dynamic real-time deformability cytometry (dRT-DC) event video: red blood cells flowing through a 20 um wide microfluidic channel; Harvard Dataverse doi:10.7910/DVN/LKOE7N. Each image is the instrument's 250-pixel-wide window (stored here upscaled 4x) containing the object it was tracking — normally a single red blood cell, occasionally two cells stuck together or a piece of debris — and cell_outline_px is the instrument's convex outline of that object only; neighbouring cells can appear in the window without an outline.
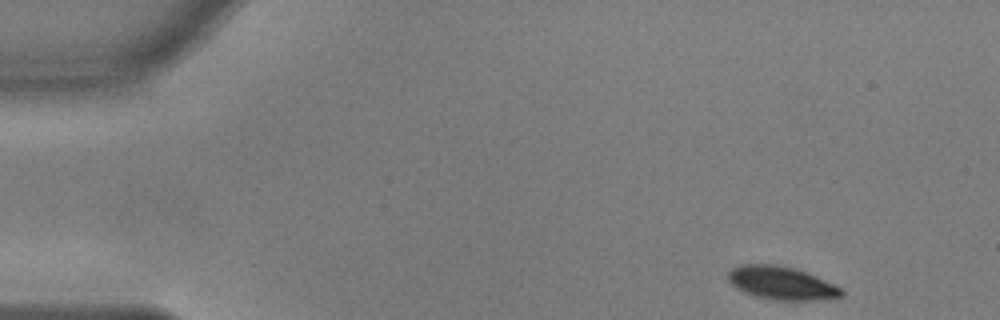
{"species": "common noctule bat (a hibernating species)", "species_latin": "Nyctalus noctula", "temperature_condition": "warm", "stored_images_in_passage": 51, "camera_frame_rate_fps": 3000, "um_per_image_px": 0.085, "animal": {"sex": "male", "body_mass_g": 17.9, "forearm_length_mm": 54.2}, "frame": {"image": 1, "passage_image": 1, "time_ms": 0.0, "image_size_px": [1000, 320], "cell_outline_px": [[844, 296], [812, 300], [776, 300], [756, 296], [744, 292], [736, 288], [728, 280], [728, 272], [732, 268], [740, 264], [772, 264], [796, 268], [836, 284], [844, 288]], "centroid_in_image_um": [66.45, 24.05], "position_along_channel_um": 18.5, "area_um2": 22.02}}
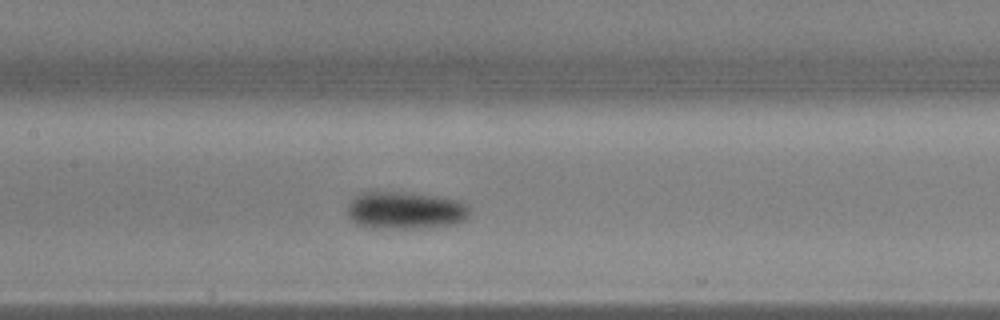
{"frame": {"image": 2, "passage_image": 22, "time_ms": 7.0, "image_size_px": [1000, 320], "cell_outline_px": [[472, 212], [464, 220], [456, 224], [420, 228], [372, 228], [356, 224], [344, 212], [348, 204], [360, 192], [412, 192], [460, 200], [468, 204], [472, 208]], "centroid_in_image_um": [34.47, 17.88], "position_along_channel_um": 172.9, "area_um2": 27.28}}
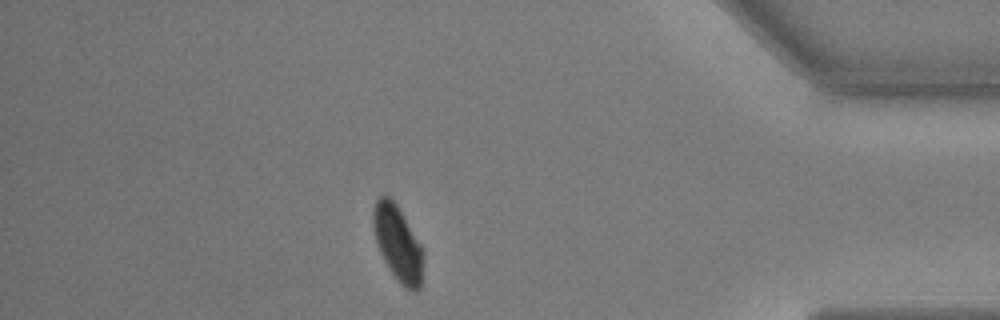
{"frame": {"image": 3, "passage_image": 44, "time_ms": 14.333, "image_size_px": [1000, 320], "cell_outline_px": [[424, 252], [420, 288], [416, 292], [412, 292], [404, 288], [400, 284], [388, 268], [380, 252], [376, 240], [372, 224], [372, 208], [376, 200], [380, 196], [388, 196], [396, 204], [424, 248]], "centroid_in_image_um": [33.82, 20.71], "position_along_channel_um": 401.4, "area_um2": 22.2}, "authors_computed_cell_mechanics": {"area_um2": 24.1604, "velocity_mm_per_s": 3.6254, "shape_relaxation_time_tau1_ms": 3.202, "shape_relaxation_time_tau2_ms": null, "deformation_change_tau1": 0.1346, "deformation_change_tau2": null}}